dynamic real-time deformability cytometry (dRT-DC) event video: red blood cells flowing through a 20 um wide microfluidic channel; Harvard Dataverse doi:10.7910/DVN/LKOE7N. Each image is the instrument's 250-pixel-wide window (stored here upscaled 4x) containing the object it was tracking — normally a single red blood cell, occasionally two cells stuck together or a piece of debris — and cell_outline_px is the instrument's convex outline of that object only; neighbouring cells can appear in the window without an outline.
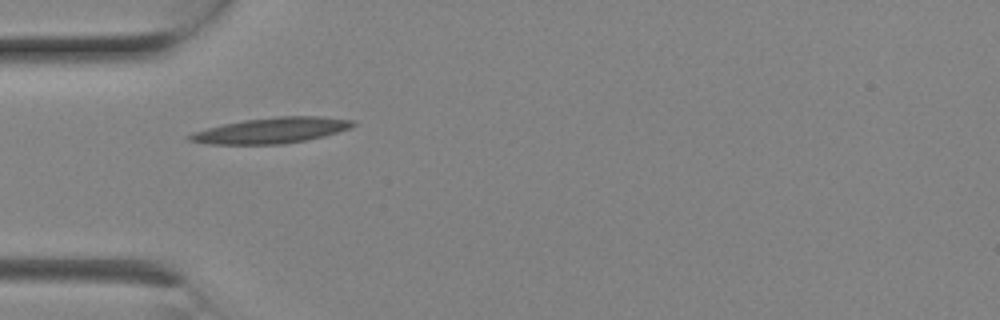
{"species": "Egyptian fruit bat (a non-hibernating species)", "species_latin": "Rousettus aegyptiacus", "temperature_condition": "room temperature", "stored_images_in_passage": 2, "camera_frame_rate_fps": 3000, "um_per_image_px": 0.085, "animal": {"sex": "female"}, "frame": {"image": 1, "passage_image": 1, "time_ms": 0.0, "image_size_px": [1000, 320], "cell_outline_px": [[356, 124], [352, 128], [324, 136], [284, 144], [208, 144], [188, 140], [184, 136], [208, 128], [224, 124], [244, 120], [276, 116], [320, 116], [356, 120]], "centroid_in_image_um": [23.12, 11.08], "position_along_channel_um": 61.9, "area_um2": 24.45}}
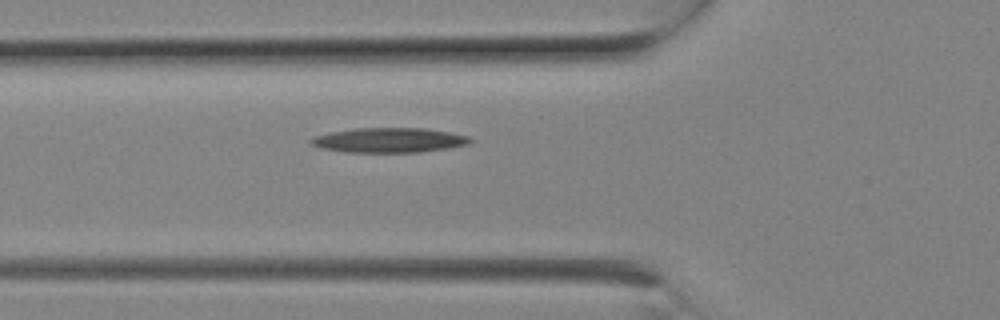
{"frame": {"image": 2, "passage_image": 2, "time_ms": 0.333, "image_size_px": [1000, 320], "cell_outline_px": [[472, 140], [468, 144], [448, 148], [420, 152], [344, 152], [324, 148], [308, 144], [308, 140], [312, 136], [332, 132], [356, 128], [424, 128], [448, 132], [468, 136]], "centroid_in_image_um": [33.02, 11.91], "position_along_channel_um": 92.8, "area_um2": 22.89}}